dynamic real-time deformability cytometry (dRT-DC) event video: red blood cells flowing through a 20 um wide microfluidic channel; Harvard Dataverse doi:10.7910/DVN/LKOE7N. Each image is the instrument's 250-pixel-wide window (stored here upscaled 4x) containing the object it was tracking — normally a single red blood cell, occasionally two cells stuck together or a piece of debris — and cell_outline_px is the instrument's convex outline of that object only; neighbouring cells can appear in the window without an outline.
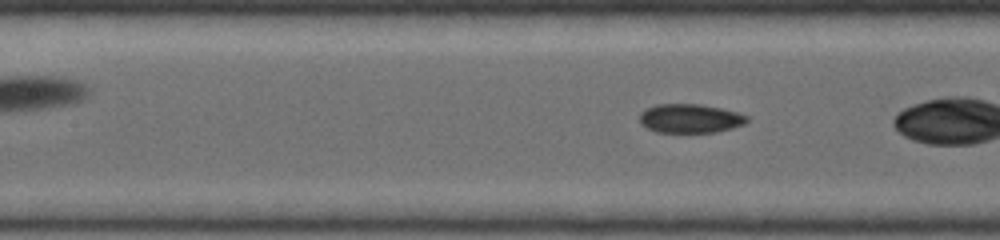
{"species": "common noctule bat (a hibernating species)", "species_latin": "Nyctalus noctula", "temperature_condition": "warm", "stored_images_in_passage": 9, "segment_of_instrument_passage": [2, 2], "camera_frame_rate_fps": 5000, "um_per_image_px": 0.085, "animal": {"sex": "female", "body_mass_g": 19.0, "forearm_length_mm": 53.3}, "frame": {"image": 1, "passage_image": 9, "time_ms": 3.0, "image_size_px": [1000, 240], "cell_outline_px": [[748, 120], [744, 124], [732, 128], [716, 132], [656, 132], [640, 124], [640, 112], [656, 104], [700, 104], [720, 108], [736, 112], [748, 116]], "centroid_in_image_um": [58.65, 10.07], "position_along_channel_um": 148.8, "area_um2": 18.03}}